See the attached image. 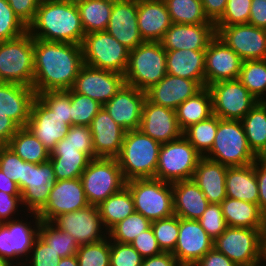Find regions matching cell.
Returning a JSON list of instances; mask_svg holds the SVG:
<instances>
[{"label": "cell", "mask_w": 266, "mask_h": 266, "mask_svg": "<svg viewBox=\"0 0 266 266\" xmlns=\"http://www.w3.org/2000/svg\"><path fill=\"white\" fill-rule=\"evenodd\" d=\"M84 65L81 45L34 38V80L36 95L46 91L72 89Z\"/></svg>", "instance_id": "1"}, {"label": "cell", "mask_w": 266, "mask_h": 266, "mask_svg": "<svg viewBox=\"0 0 266 266\" xmlns=\"http://www.w3.org/2000/svg\"><path fill=\"white\" fill-rule=\"evenodd\" d=\"M28 32L36 39L78 45L85 35L76 3L62 0H41Z\"/></svg>", "instance_id": "2"}, {"label": "cell", "mask_w": 266, "mask_h": 266, "mask_svg": "<svg viewBox=\"0 0 266 266\" xmlns=\"http://www.w3.org/2000/svg\"><path fill=\"white\" fill-rule=\"evenodd\" d=\"M161 145L140 129L126 131L116 158L126 182L155 178Z\"/></svg>", "instance_id": "3"}, {"label": "cell", "mask_w": 266, "mask_h": 266, "mask_svg": "<svg viewBox=\"0 0 266 266\" xmlns=\"http://www.w3.org/2000/svg\"><path fill=\"white\" fill-rule=\"evenodd\" d=\"M204 157L227 167L247 166L258 158L249 147L241 120L219 117L213 147Z\"/></svg>", "instance_id": "4"}, {"label": "cell", "mask_w": 266, "mask_h": 266, "mask_svg": "<svg viewBox=\"0 0 266 266\" xmlns=\"http://www.w3.org/2000/svg\"><path fill=\"white\" fill-rule=\"evenodd\" d=\"M166 75V50L160 42L144 41L129 51L126 84L145 92Z\"/></svg>", "instance_id": "5"}, {"label": "cell", "mask_w": 266, "mask_h": 266, "mask_svg": "<svg viewBox=\"0 0 266 266\" xmlns=\"http://www.w3.org/2000/svg\"><path fill=\"white\" fill-rule=\"evenodd\" d=\"M34 80V38L23 35L0 42V82L32 87Z\"/></svg>", "instance_id": "6"}, {"label": "cell", "mask_w": 266, "mask_h": 266, "mask_svg": "<svg viewBox=\"0 0 266 266\" xmlns=\"http://www.w3.org/2000/svg\"><path fill=\"white\" fill-rule=\"evenodd\" d=\"M131 192L135 212L151 222L174 215L172 183L151 179H134L126 182Z\"/></svg>", "instance_id": "7"}, {"label": "cell", "mask_w": 266, "mask_h": 266, "mask_svg": "<svg viewBox=\"0 0 266 266\" xmlns=\"http://www.w3.org/2000/svg\"><path fill=\"white\" fill-rule=\"evenodd\" d=\"M265 229L227 227L214 240V248L238 266H260L263 261Z\"/></svg>", "instance_id": "8"}, {"label": "cell", "mask_w": 266, "mask_h": 266, "mask_svg": "<svg viewBox=\"0 0 266 266\" xmlns=\"http://www.w3.org/2000/svg\"><path fill=\"white\" fill-rule=\"evenodd\" d=\"M80 179L89 204L96 206L126 186L116 158L91 159Z\"/></svg>", "instance_id": "9"}, {"label": "cell", "mask_w": 266, "mask_h": 266, "mask_svg": "<svg viewBox=\"0 0 266 266\" xmlns=\"http://www.w3.org/2000/svg\"><path fill=\"white\" fill-rule=\"evenodd\" d=\"M81 47L85 65L125 74L130 50L107 31L85 34Z\"/></svg>", "instance_id": "10"}, {"label": "cell", "mask_w": 266, "mask_h": 266, "mask_svg": "<svg viewBox=\"0 0 266 266\" xmlns=\"http://www.w3.org/2000/svg\"><path fill=\"white\" fill-rule=\"evenodd\" d=\"M203 156L184 137L161 145L155 179L169 183L192 179Z\"/></svg>", "instance_id": "11"}, {"label": "cell", "mask_w": 266, "mask_h": 266, "mask_svg": "<svg viewBox=\"0 0 266 266\" xmlns=\"http://www.w3.org/2000/svg\"><path fill=\"white\" fill-rule=\"evenodd\" d=\"M35 219V225L25 220L15 219L0 223V256L13 266H23L29 258L33 243L38 236L40 218L37 213H29ZM24 221V222H23ZM33 226V228H32ZM23 257H26L25 260ZM21 258V259H20ZM21 260L17 263V260ZM14 260L16 261V265Z\"/></svg>", "instance_id": "12"}, {"label": "cell", "mask_w": 266, "mask_h": 266, "mask_svg": "<svg viewBox=\"0 0 266 266\" xmlns=\"http://www.w3.org/2000/svg\"><path fill=\"white\" fill-rule=\"evenodd\" d=\"M213 115L224 120H241L258 102L239 79L219 81L208 86Z\"/></svg>", "instance_id": "13"}, {"label": "cell", "mask_w": 266, "mask_h": 266, "mask_svg": "<svg viewBox=\"0 0 266 266\" xmlns=\"http://www.w3.org/2000/svg\"><path fill=\"white\" fill-rule=\"evenodd\" d=\"M57 181L50 161L33 164L24 161L22 172V204L28 213L39 214L45 207L52 185Z\"/></svg>", "instance_id": "14"}, {"label": "cell", "mask_w": 266, "mask_h": 266, "mask_svg": "<svg viewBox=\"0 0 266 266\" xmlns=\"http://www.w3.org/2000/svg\"><path fill=\"white\" fill-rule=\"evenodd\" d=\"M51 223L59 230L69 233L78 245L97 243L108 238L96 205L61 214Z\"/></svg>", "instance_id": "15"}, {"label": "cell", "mask_w": 266, "mask_h": 266, "mask_svg": "<svg viewBox=\"0 0 266 266\" xmlns=\"http://www.w3.org/2000/svg\"><path fill=\"white\" fill-rule=\"evenodd\" d=\"M216 35L234 50L242 61L266 59V29L249 23L215 26Z\"/></svg>", "instance_id": "16"}, {"label": "cell", "mask_w": 266, "mask_h": 266, "mask_svg": "<svg viewBox=\"0 0 266 266\" xmlns=\"http://www.w3.org/2000/svg\"><path fill=\"white\" fill-rule=\"evenodd\" d=\"M80 178L57 180L51 187L40 220L51 222L61 214L81 210L89 206Z\"/></svg>", "instance_id": "17"}, {"label": "cell", "mask_w": 266, "mask_h": 266, "mask_svg": "<svg viewBox=\"0 0 266 266\" xmlns=\"http://www.w3.org/2000/svg\"><path fill=\"white\" fill-rule=\"evenodd\" d=\"M125 83L124 75L83 65L72 89L104 105Z\"/></svg>", "instance_id": "18"}, {"label": "cell", "mask_w": 266, "mask_h": 266, "mask_svg": "<svg viewBox=\"0 0 266 266\" xmlns=\"http://www.w3.org/2000/svg\"><path fill=\"white\" fill-rule=\"evenodd\" d=\"M214 247V240L198 220L179 218V232L172 254L181 266H193Z\"/></svg>", "instance_id": "19"}, {"label": "cell", "mask_w": 266, "mask_h": 266, "mask_svg": "<svg viewBox=\"0 0 266 266\" xmlns=\"http://www.w3.org/2000/svg\"><path fill=\"white\" fill-rule=\"evenodd\" d=\"M206 86L226 80L238 79L242 59L217 35L205 50Z\"/></svg>", "instance_id": "20"}, {"label": "cell", "mask_w": 266, "mask_h": 266, "mask_svg": "<svg viewBox=\"0 0 266 266\" xmlns=\"http://www.w3.org/2000/svg\"><path fill=\"white\" fill-rule=\"evenodd\" d=\"M146 93L124 83L117 93L103 105L110 117L126 131L138 130Z\"/></svg>", "instance_id": "21"}, {"label": "cell", "mask_w": 266, "mask_h": 266, "mask_svg": "<svg viewBox=\"0 0 266 266\" xmlns=\"http://www.w3.org/2000/svg\"><path fill=\"white\" fill-rule=\"evenodd\" d=\"M63 118L49 109L37 96L30 111L26 128L51 152L56 144L66 137L70 129Z\"/></svg>", "instance_id": "22"}, {"label": "cell", "mask_w": 266, "mask_h": 266, "mask_svg": "<svg viewBox=\"0 0 266 266\" xmlns=\"http://www.w3.org/2000/svg\"><path fill=\"white\" fill-rule=\"evenodd\" d=\"M139 129L160 144L175 141L183 136L176 111L153 104L147 99L143 103Z\"/></svg>", "instance_id": "23"}, {"label": "cell", "mask_w": 266, "mask_h": 266, "mask_svg": "<svg viewBox=\"0 0 266 266\" xmlns=\"http://www.w3.org/2000/svg\"><path fill=\"white\" fill-rule=\"evenodd\" d=\"M138 0H114L106 31L129 50L143 43L138 28Z\"/></svg>", "instance_id": "24"}, {"label": "cell", "mask_w": 266, "mask_h": 266, "mask_svg": "<svg viewBox=\"0 0 266 266\" xmlns=\"http://www.w3.org/2000/svg\"><path fill=\"white\" fill-rule=\"evenodd\" d=\"M95 158H117L121 152L126 130L117 124L102 107L89 126Z\"/></svg>", "instance_id": "25"}, {"label": "cell", "mask_w": 266, "mask_h": 266, "mask_svg": "<svg viewBox=\"0 0 266 266\" xmlns=\"http://www.w3.org/2000/svg\"><path fill=\"white\" fill-rule=\"evenodd\" d=\"M215 36V24L172 23L160 43L165 50H206Z\"/></svg>", "instance_id": "26"}, {"label": "cell", "mask_w": 266, "mask_h": 266, "mask_svg": "<svg viewBox=\"0 0 266 266\" xmlns=\"http://www.w3.org/2000/svg\"><path fill=\"white\" fill-rule=\"evenodd\" d=\"M202 88L197 81L167 74L145 93L146 99L151 103L176 110L180 104Z\"/></svg>", "instance_id": "27"}, {"label": "cell", "mask_w": 266, "mask_h": 266, "mask_svg": "<svg viewBox=\"0 0 266 266\" xmlns=\"http://www.w3.org/2000/svg\"><path fill=\"white\" fill-rule=\"evenodd\" d=\"M36 96L32 87L0 82V112L13 119L20 127H26Z\"/></svg>", "instance_id": "28"}, {"label": "cell", "mask_w": 266, "mask_h": 266, "mask_svg": "<svg viewBox=\"0 0 266 266\" xmlns=\"http://www.w3.org/2000/svg\"><path fill=\"white\" fill-rule=\"evenodd\" d=\"M138 28L143 41L160 42L172 22L163 0H138Z\"/></svg>", "instance_id": "29"}, {"label": "cell", "mask_w": 266, "mask_h": 266, "mask_svg": "<svg viewBox=\"0 0 266 266\" xmlns=\"http://www.w3.org/2000/svg\"><path fill=\"white\" fill-rule=\"evenodd\" d=\"M227 169V166L205 157H202L197 163L192 180L199 186L211 204H220L227 197Z\"/></svg>", "instance_id": "30"}, {"label": "cell", "mask_w": 266, "mask_h": 266, "mask_svg": "<svg viewBox=\"0 0 266 266\" xmlns=\"http://www.w3.org/2000/svg\"><path fill=\"white\" fill-rule=\"evenodd\" d=\"M90 160L80 148L69 143L66 137L56 144L49 159L58 181L80 178Z\"/></svg>", "instance_id": "31"}, {"label": "cell", "mask_w": 266, "mask_h": 266, "mask_svg": "<svg viewBox=\"0 0 266 266\" xmlns=\"http://www.w3.org/2000/svg\"><path fill=\"white\" fill-rule=\"evenodd\" d=\"M205 50H166L167 74L197 81L206 86Z\"/></svg>", "instance_id": "32"}, {"label": "cell", "mask_w": 266, "mask_h": 266, "mask_svg": "<svg viewBox=\"0 0 266 266\" xmlns=\"http://www.w3.org/2000/svg\"><path fill=\"white\" fill-rule=\"evenodd\" d=\"M174 214L186 220H198L210 204L199 186L192 180L172 183Z\"/></svg>", "instance_id": "33"}, {"label": "cell", "mask_w": 266, "mask_h": 266, "mask_svg": "<svg viewBox=\"0 0 266 266\" xmlns=\"http://www.w3.org/2000/svg\"><path fill=\"white\" fill-rule=\"evenodd\" d=\"M227 227L266 229V215L258 204L226 197L220 203Z\"/></svg>", "instance_id": "34"}, {"label": "cell", "mask_w": 266, "mask_h": 266, "mask_svg": "<svg viewBox=\"0 0 266 266\" xmlns=\"http://www.w3.org/2000/svg\"><path fill=\"white\" fill-rule=\"evenodd\" d=\"M226 194L237 200L258 204V184L253 163L242 167H228Z\"/></svg>", "instance_id": "35"}, {"label": "cell", "mask_w": 266, "mask_h": 266, "mask_svg": "<svg viewBox=\"0 0 266 266\" xmlns=\"http://www.w3.org/2000/svg\"><path fill=\"white\" fill-rule=\"evenodd\" d=\"M176 111L182 131L189 126L204 121L213 115L212 96L207 86L180 104Z\"/></svg>", "instance_id": "36"}, {"label": "cell", "mask_w": 266, "mask_h": 266, "mask_svg": "<svg viewBox=\"0 0 266 266\" xmlns=\"http://www.w3.org/2000/svg\"><path fill=\"white\" fill-rule=\"evenodd\" d=\"M241 122L252 152L266 157V102L258 101Z\"/></svg>", "instance_id": "37"}, {"label": "cell", "mask_w": 266, "mask_h": 266, "mask_svg": "<svg viewBox=\"0 0 266 266\" xmlns=\"http://www.w3.org/2000/svg\"><path fill=\"white\" fill-rule=\"evenodd\" d=\"M97 207L103 226L107 232L135 212L133 198L127 186L111 195Z\"/></svg>", "instance_id": "38"}, {"label": "cell", "mask_w": 266, "mask_h": 266, "mask_svg": "<svg viewBox=\"0 0 266 266\" xmlns=\"http://www.w3.org/2000/svg\"><path fill=\"white\" fill-rule=\"evenodd\" d=\"M114 0H81L76 3L85 34L106 31Z\"/></svg>", "instance_id": "39"}, {"label": "cell", "mask_w": 266, "mask_h": 266, "mask_svg": "<svg viewBox=\"0 0 266 266\" xmlns=\"http://www.w3.org/2000/svg\"><path fill=\"white\" fill-rule=\"evenodd\" d=\"M7 146L25 162L41 164L50 159L51 152L26 127H21Z\"/></svg>", "instance_id": "40"}, {"label": "cell", "mask_w": 266, "mask_h": 266, "mask_svg": "<svg viewBox=\"0 0 266 266\" xmlns=\"http://www.w3.org/2000/svg\"><path fill=\"white\" fill-rule=\"evenodd\" d=\"M172 23L214 24L206 17L201 0H163Z\"/></svg>", "instance_id": "41"}, {"label": "cell", "mask_w": 266, "mask_h": 266, "mask_svg": "<svg viewBox=\"0 0 266 266\" xmlns=\"http://www.w3.org/2000/svg\"><path fill=\"white\" fill-rule=\"evenodd\" d=\"M258 101L266 96V59L243 61L238 78Z\"/></svg>", "instance_id": "42"}, {"label": "cell", "mask_w": 266, "mask_h": 266, "mask_svg": "<svg viewBox=\"0 0 266 266\" xmlns=\"http://www.w3.org/2000/svg\"><path fill=\"white\" fill-rule=\"evenodd\" d=\"M38 236L62 258L77 254L79 245L74 237L59 230L49 221L41 220Z\"/></svg>", "instance_id": "43"}, {"label": "cell", "mask_w": 266, "mask_h": 266, "mask_svg": "<svg viewBox=\"0 0 266 266\" xmlns=\"http://www.w3.org/2000/svg\"><path fill=\"white\" fill-rule=\"evenodd\" d=\"M218 128V116L212 115L204 121L189 126L183 136L204 157L213 147Z\"/></svg>", "instance_id": "44"}, {"label": "cell", "mask_w": 266, "mask_h": 266, "mask_svg": "<svg viewBox=\"0 0 266 266\" xmlns=\"http://www.w3.org/2000/svg\"><path fill=\"white\" fill-rule=\"evenodd\" d=\"M151 227V221L141 213L134 212L127 218L116 224L109 232L110 241L122 244H130L136 236Z\"/></svg>", "instance_id": "45"}, {"label": "cell", "mask_w": 266, "mask_h": 266, "mask_svg": "<svg viewBox=\"0 0 266 266\" xmlns=\"http://www.w3.org/2000/svg\"><path fill=\"white\" fill-rule=\"evenodd\" d=\"M102 107L98 101L71 89V125L90 126Z\"/></svg>", "instance_id": "46"}, {"label": "cell", "mask_w": 266, "mask_h": 266, "mask_svg": "<svg viewBox=\"0 0 266 266\" xmlns=\"http://www.w3.org/2000/svg\"><path fill=\"white\" fill-rule=\"evenodd\" d=\"M76 258L79 266H110V238L79 245Z\"/></svg>", "instance_id": "47"}, {"label": "cell", "mask_w": 266, "mask_h": 266, "mask_svg": "<svg viewBox=\"0 0 266 266\" xmlns=\"http://www.w3.org/2000/svg\"><path fill=\"white\" fill-rule=\"evenodd\" d=\"M156 241L163 252H173L178 239L179 217L172 215L151 222Z\"/></svg>", "instance_id": "48"}, {"label": "cell", "mask_w": 266, "mask_h": 266, "mask_svg": "<svg viewBox=\"0 0 266 266\" xmlns=\"http://www.w3.org/2000/svg\"><path fill=\"white\" fill-rule=\"evenodd\" d=\"M28 31V27L13 12L7 0H0V42L15 39Z\"/></svg>", "instance_id": "49"}, {"label": "cell", "mask_w": 266, "mask_h": 266, "mask_svg": "<svg viewBox=\"0 0 266 266\" xmlns=\"http://www.w3.org/2000/svg\"><path fill=\"white\" fill-rule=\"evenodd\" d=\"M37 97L56 115L63 118L71 126V89L61 91H46Z\"/></svg>", "instance_id": "50"}, {"label": "cell", "mask_w": 266, "mask_h": 266, "mask_svg": "<svg viewBox=\"0 0 266 266\" xmlns=\"http://www.w3.org/2000/svg\"><path fill=\"white\" fill-rule=\"evenodd\" d=\"M252 0H227L226 9L215 26L246 24L250 18Z\"/></svg>", "instance_id": "51"}, {"label": "cell", "mask_w": 266, "mask_h": 266, "mask_svg": "<svg viewBox=\"0 0 266 266\" xmlns=\"http://www.w3.org/2000/svg\"><path fill=\"white\" fill-rule=\"evenodd\" d=\"M24 161L7 145L0 146V170L14 181L22 191V172Z\"/></svg>", "instance_id": "52"}, {"label": "cell", "mask_w": 266, "mask_h": 266, "mask_svg": "<svg viewBox=\"0 0 266 266\" xmlns=\"http://www.w3.org/2000/svg\"><path fill=\"white\" fill-rule=\"evenodd\" d=\"M198 221L213 240H216L227 228L221 204L210 203Z\"/></svg>", "instance_id": "53"}, {"label": "cell", "mask_w": 266, "mask_h": 266, "mask_svg": "<svg viewBox=\"0 0 266 266\" xmlns=\"http://www.w3.org/2000/svg\"><path fill=\"white\" fill-rule=\"evenodd\" d=\"M30 253L32 254L24 266H57L62 258L39 236L36 237Z\"/></svg>", "instance_id": "54"}, {"label": "cell", "mask_w": 266, "mask_h": 266, "mask_svg": "<svg viewBox=\"0 0 266 266\" xmlns=\"http://www.w3.org/2000/svg\"><path fill=\"white\" fill-rule=\"evenodd\" d=\"M143 257L131 244L110 241V266H141Z\"/></svg>", "instance_id": "55"}, {"label": "cell", "mask_w": 266, "mask_h": 266, "mask_svg": "<svg viewBox=\"0 0 266 266\" xmlns=\"http://www.w3.org/2000/svg\"><path fill=\"white\" fill-rule=\"evenodd\" d=\"M66 139L74 146L80 148L90 159L95 158L92 134L89 126L71 125L67 132Z\"/></svg>", "instance_id": "56"}, {"label": "cell", "mask_w": 266, "mask_h": 266, "mask_svg": "<svg viewBox=\"0 0 266 266\" xmlns=\"http://www.w3.org/2000/svg\"><path fill=\"white\" fill-rule=\"evenodd\" d=\"M130 244L143 258L158 255L163 252L156 241L151 227L136 236Z\"/></svg>", "instance_id": "57"}, {"label": "cell", "mask_w": 266, "mask_h": 266, "mask_svg": "<svg viewBox=\"0 0 266 266\" xmlns=\"http://www.w3.org/2000/svg\"><path fill=\"white\" fill-rule=\"evenodd\" d=\"M13 12L28 27L35 19L41 0H7Z\"/></svg>", "instance_id": "58"}, {"label": "cell", "mask_w": 266, "mask_h": 266, "mask_svg": "<svg viewBox=\"0 0 266 266\" xmlns=\"http://www.w3.org/2000/svg\"><path fill=\"white\" fill-rule=\"evenodd\" d=\"M253 166L255 168V175L257 178L259 196V209L266 215V157H258Z\"/></svg>", "instance_id": "59"}, {"label": "cell", "mask_w": 266, "mask_h": 266, "mask_svg": "<svg viewBox=\"0 0 266 266\" xmlns=\"http://www.w3.org/2000/svg\"><path fill=\"white\" fill-rule=\"evenodd\" d=\"M22 205L21 196H13L0 191V223L14 220L11 216L15 215L18 207Z\"/></svg>", "instance_id": "60"}, {"label": "cell", "mask_w": 266, "mask_h": 266, "mask_svg": "<svg viewBox=\"0 0 266 266\" xmlns=\"http://www.w3.org/2000/svg\"><path fill=\"white\" fill-rule=\"evenodd\" d=\"M193 266H238V265H236L226 255L219 252L216 248L213 247Z\"/></svg>", "instance_id": "61"}, {"label": "cell", "mask_w": 266, "mask_h": 266, "mask_svg": "<svg viewBox=\"0 0 266 266\" xmlns=\"http://www.w3.org/2000/svg\"><path fill=\"white\" fill-rule=\"evenodd\" d=\"M21 127L6 114L0 112V146L8 145Z\"/></svg>", "instance_id": "62"}, {"label": "cell", "mask_w": 266, "mask_h": 266, "mask_svg": "<svg viewBox=\"0 0 266 266\" xmlns=\"http://www.w3.org/2000/svg\"><path fill=\"white\" fill-rule=\"evenodd\" d=\"M249 24L266 29V0H252Z\"/></svg>", "instance_id": "63"}, {"label": "cell", "mask_w": 266, "mask_h": 266, "mask_svg": "<svg viewBox=\"0 0 266 266\" xmlns=\"http://www.w3.org/2000/svg\"><path fill=\"white\" fill-rule=\"evenodd\" d=\"M201 2L206 17L214 24L222 17L227 5V0H201Z\"/></svg>", "instance_id": "64"}, {"label": "cell", "mask_w": 266, "mask_h": 266, "mask_svg": "<svg viewBox=\"0 0 266 266\" xmlns=\"http://www.w3.org/2000/svg\"><path fill=\"white\" fill-rule=\"evenodd\" d=\"M141 266H181L171 252L143 258Z\"/></svg>", "instance_id": "65"}, {"label": "cell", "mask_w": 266, "mask_h": 266, "mask_svg": "<svg viewBox=\"0 0 266 266\" xmlns=\"http://www.w3.org/2000/svg\"><path fill=\"white\" fill-rule=\"evenodd\" d=\"M0 191L8 193L13 196H21V192L19 190L18 185L14 181L7 178V176H5L1 170H0Z\"/></svg>", "instance_id": "66"}, {"label": "cell", "mask_w": 266, "mask_h": 266, "mask_svg": "<svg viewBox=\"0 0 266 266\" xmlns=\"http://www.w3.org/2000/svg\"><path fill=\"white\" fill-rule=\"evenodd\" d=\"M57 266H79L76 255L61 258Z\"/></svg>", "instance_id": "67"}, {"label": "cell", "mask_w": 266, "mask_h": 266, "mask_svg": "<svg viewBox=\"0 0 266 266\" xmlns=\"http://www.w3.org/2000/svg\"><path fill=\"white\" fill-rule=\"evenodd\" d=\"M263 262H266V229L264 231Z\"/></svg>", "instance_id": "68"}, {"label": "cell", "mask_w": 266, "mask_h": 266, "mask_svg": "<svg viewBox=\"0 0 266 266\" xmlns=\"http://www.w3.org/2000/svg\"><path fill=\"white\" fill-rule=\"evenodd\" d=\"M0 266H13L6 259L0 256Z\"/></svg>", "instance_id": "69"}, {"label": "cell", "mask_w": 266, "mask_h": 266, "mask_svg": "<svg viewBox=\"0 0 266 266\" xmlns=\"http://www.w3.org/2000/svg\"><path fill=\"white\" fill-rule=\"evenodd\" d=\"M62 1H67V2L77 3V2H79V1H81V0H62Z\"/></svg>", "instance_id": "70"}]
</instances>
